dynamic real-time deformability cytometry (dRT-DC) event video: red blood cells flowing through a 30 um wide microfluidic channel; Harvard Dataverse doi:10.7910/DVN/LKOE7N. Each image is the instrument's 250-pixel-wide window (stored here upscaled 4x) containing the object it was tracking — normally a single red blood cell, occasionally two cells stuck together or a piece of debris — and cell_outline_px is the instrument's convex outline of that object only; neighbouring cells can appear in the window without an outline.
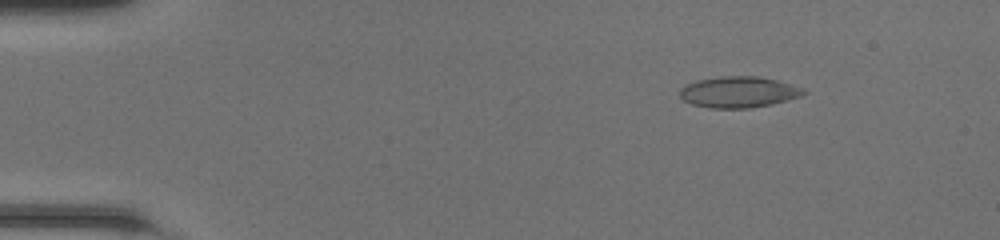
{"species": "common noctule bat (a hibernating species)", "species_latin": "Nyctalus noctula", "temperature_condition": "room temperature", "stored_images_in_passage": 49, "camera_frame_rate_fps": 3000, "um_per_image_px": 0.085, "animal": {"sex": "female", "body_mass_g": 20.0, "forearm_length_mm": 54.0}, "frame": {"image": 1, "passage_image": 7, "time_ms": 2.0, "image_size_px": [1000, 240], "cell_outline_px": [[808, 92], [800, 96], [772, 104], [748, 108], [708, 108], [692, 104], [684, 100], [680, 96], [680, 88], [684, 84], [696, 80], [720, 76], [760, 76], [776, 80], [804, 88]], "centroid_in_image_um": [62.76, 7.81], "position_along_channel_um": 22.2, "area_um2": 22.54}}
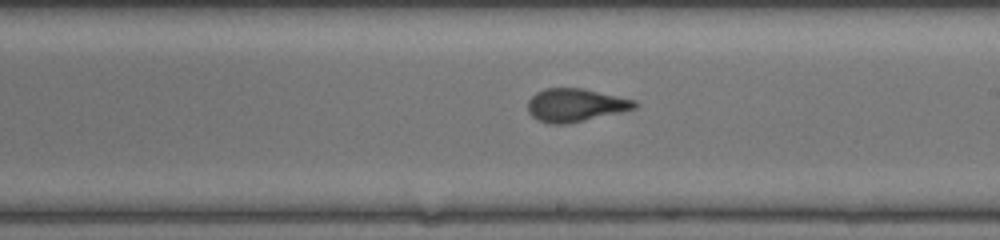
{"frame": {"image": 2, "passage_image": 29, "time_ms": 9.333, "image_size_px": [1000, 240], "cell_outline_px": [[640, 104], [636, 108], [620, 112], [564, 124], [552, 124], [540, 120], [532, 116], [528, 112], [528, 100], [536, 92], [544, 88], [584, 88], [636, 100]], "centroid_in_image_um": [48.92, 8.91], "position_along_channel_um": 240.1, "area_um2": 20.52}}
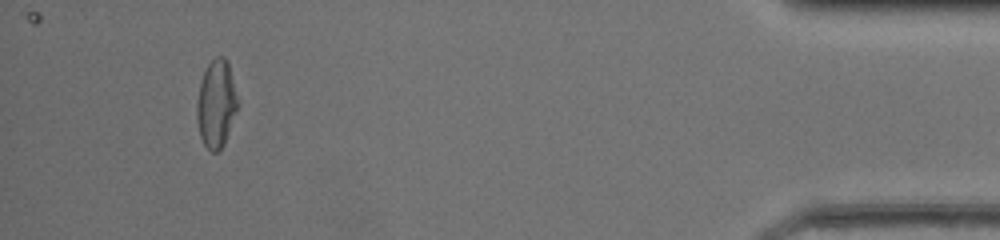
{"frame": {"image": 3, "passage_image": 46, "time_ms": 15.0, "image_size_px": [1000, 240], "cell_outline_px": [[240, 104], [224, 144], [216, 152], [212, 152], [204, 144], [200, 136], [196, 120], [196, 104], [200, 80], [208, 64], [216, 56], [224, 56], [228, 60]], "centroid_in_image_um": [18.39, 8.8], "position_along_channel_um": 416.8, "area_um2": 21.27}, "authors_computed_cell_mechanics": {"area_um2": 21.2126, "velocity_mm_per_s": 4.2807, "shape_relaxation_time_tau1_ms": 6.0414, "shape_relaxation_time_tau2_ms": 1.0149, "deformation_change_tau1": 0.1917, "deformation_change_tau2": 0.0644}}